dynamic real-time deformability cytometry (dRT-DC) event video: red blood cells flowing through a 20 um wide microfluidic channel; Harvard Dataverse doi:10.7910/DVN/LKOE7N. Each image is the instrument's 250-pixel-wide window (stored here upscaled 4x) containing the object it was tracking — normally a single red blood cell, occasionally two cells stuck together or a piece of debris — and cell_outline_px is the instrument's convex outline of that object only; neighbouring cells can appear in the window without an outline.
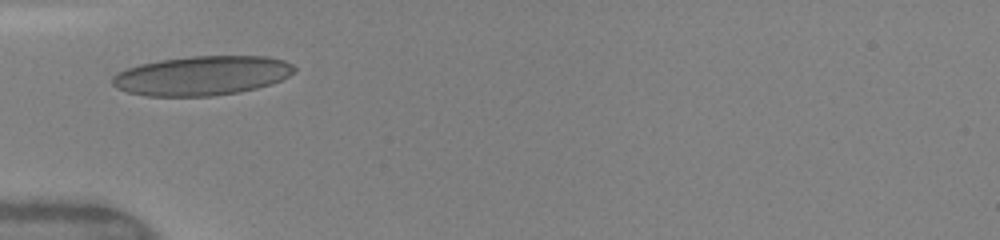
{"species": "human", "species_latin": "Homo sapiens", "temperature_condition": "warm", "stored_images_in_passage": 34, "camera_frame_rate_fps": 3000, "um_per_image_px": 0.085, "donor": {"sex": "female"}, "frame": {"image": 1, "passage_image": 1, "time_ms": 0.0, "image_size_px": [1000, 240], "cell_outline_px": [[296, 68], [288, 76], [272, 84], [240, 92], [212, 96], [144, 96], [128, 92], [116, 88], [112, 84], [112, 76], [116, 72], [140, 64], [160, 60], [192, 56], [268, 56], [284, 60], [292, 64]], "centroid_in_image_um": [17.15, 6.43], "position_along_channel_um": 67.8, "area_um2": 41.85}}
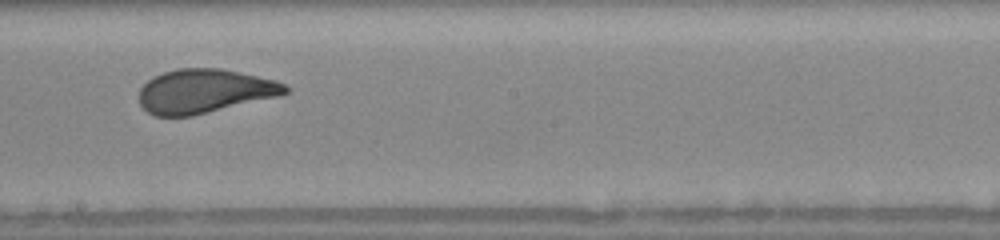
{"frame": {"image": 2, "passage_image": 15, "time_ms": 4.0, "image_size_px": [1000, 240], "cell_outline_px": [[288, 92], [280, 96], [192, 116], [152, 116], [140, 104], [140, 88], [148, 80], [164, 72], [176, 68], [220, 68], [276, 80], [284, 84], [288, 88]], "centroid_in_image_um": [17.38, 7.75], "position_along_channel_um": 230.8, "area_um2": 37.4}, "authors_computed_cell_mechanics": {"area_um2": 37.5989, "velocity_mm_per_s": 4.1103, "shape_relaxation_time_tau1_ms": 5.8545, "shape_relaxation_time_tau2_ms": null, "deformation_change_tau1": 0.2071, "deformation_change_tau2": null}}